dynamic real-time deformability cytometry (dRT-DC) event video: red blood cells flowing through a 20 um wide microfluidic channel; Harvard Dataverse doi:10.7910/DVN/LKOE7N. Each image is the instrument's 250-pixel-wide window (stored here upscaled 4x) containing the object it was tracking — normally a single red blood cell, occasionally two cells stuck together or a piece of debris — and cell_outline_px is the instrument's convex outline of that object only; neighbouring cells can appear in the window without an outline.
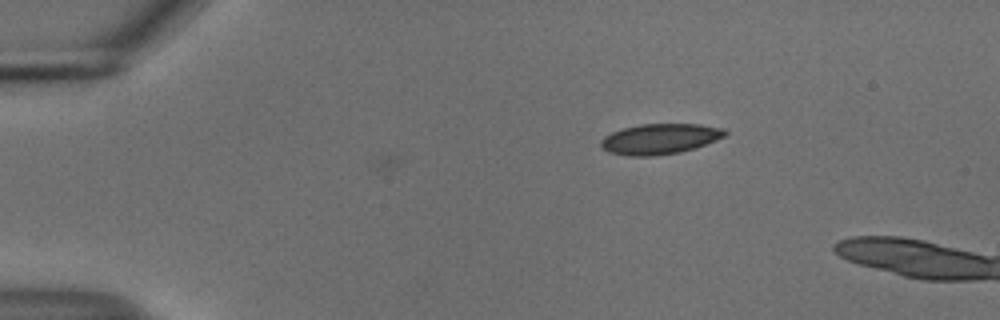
{"species": "common noctule bat (a hibernating species)", "species_latin": "Nyctalus noctula", "temperature_condition": "cold", "stored_images_in_passage": 7, "camera_frame_rate_fps": 3000, "um_per_image_px": 0.085, "animal": {"sex": "male", "body_mass_g": 18.8}, "frame": {"image": 1, "passage_image": 7, "time_ms": 2.0, "image_size_px": [1000, 320], "cell_outline_px": [[728, 132], [724, 136], [716, 140], [696, 148], [680, 152], [652, 156], [628, 156], [608, 152], [600, 148], [600, 140], [604, 136], [612, 132], [624, 128], [640, 124], [700, 124], [724, 128]], "centroid_in_image_um": [56.07, 11.81], "position_along_channel_um": 28.9, "area_um2": 22.2}}